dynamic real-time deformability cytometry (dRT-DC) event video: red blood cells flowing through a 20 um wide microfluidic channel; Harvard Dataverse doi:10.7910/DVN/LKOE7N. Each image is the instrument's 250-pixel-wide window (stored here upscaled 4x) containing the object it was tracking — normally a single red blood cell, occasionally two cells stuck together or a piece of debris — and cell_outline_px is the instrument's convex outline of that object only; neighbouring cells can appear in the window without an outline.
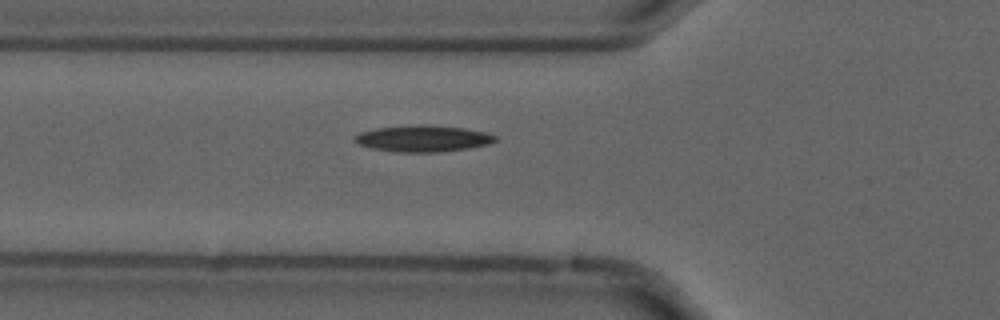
{"species": "common noctule bat (a hibernating species)", "species_latin": "Nyctalus noctula", "temperature_condition": "cold", "stored_images_in_passage": 40, "camera_frame_rate_fps": 3000, "um_per_image_px": 0.085, "animal": {"sex": "male", "forearm_length_mm": 52.5}, "frame": {"image": 1, "passage_image": 5, "time_ms": 1.333, "image_size_px": [1000, 320], "cell_outline_px": [[496, 140], [488, 144], [468, 148], [436, 152], [396, 152], [372, 148], [360, 144], [356, 140], [356, 136], [360, 132], [376, 128], [408, 124], [428, 124], [464, 128], [488, 132], [496, 136]], "centroid_in_image_um": [35.98, 11.75], "position_along_channel_um": 89.8, "area_um2": 21.68}}
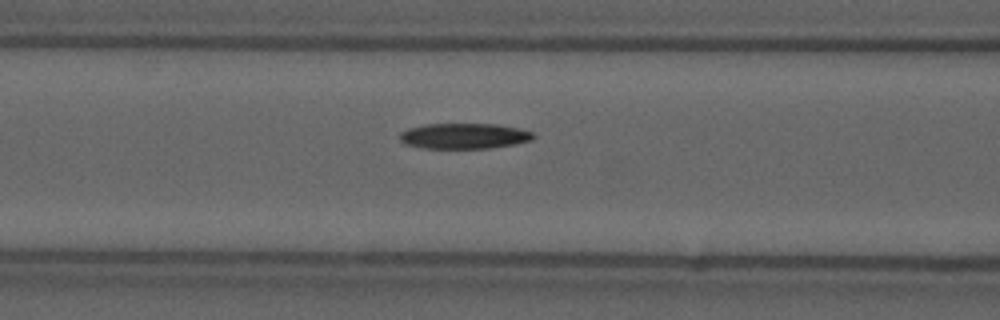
{"frame": {"image": 2, "passage_image": 8, "time_ms": 2.333, "image_size_px": [1000, 320], "cell_outline_px": [[536, 136], [532, 140], [516, 144], [492, 148], [420, 148], [404, 144], [400, 140], [400, 132], [408, 128], [424, 124], [496, 124], [516, 128], [532, 132]], "centroid_in_image_um": [39.43, 11.56], "position_along_channel_um": 127.2, "area_um2": 20.0}}
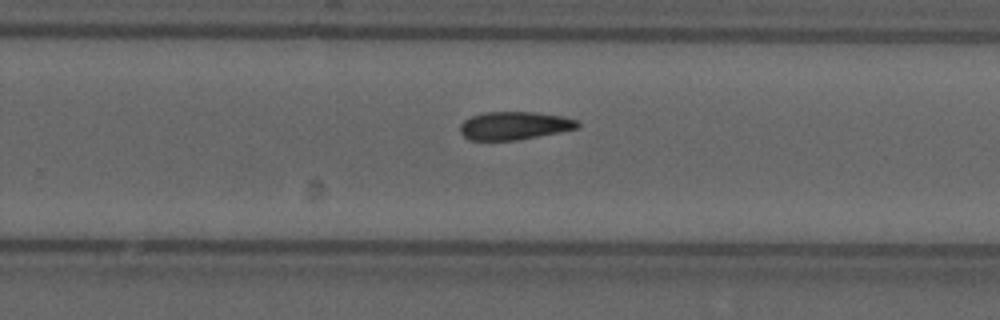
{"frame": {"image": 3, "passage_image": 21, "time_ms": 6.667, "image_size_px": [1000, 320], "cell_outline_px": [[580, 128], [560, 132], [516, 140], [468, 140], [460, 132], [460, 124], [464, 120], [472, 116], [484, 112], [536, 112], [564, 116], [576, 120], [580, 124]], "centroid_in_image_um": [43.73, 10.67], "position_along_channel_um": 286.1, "area_um2": 19.31}}